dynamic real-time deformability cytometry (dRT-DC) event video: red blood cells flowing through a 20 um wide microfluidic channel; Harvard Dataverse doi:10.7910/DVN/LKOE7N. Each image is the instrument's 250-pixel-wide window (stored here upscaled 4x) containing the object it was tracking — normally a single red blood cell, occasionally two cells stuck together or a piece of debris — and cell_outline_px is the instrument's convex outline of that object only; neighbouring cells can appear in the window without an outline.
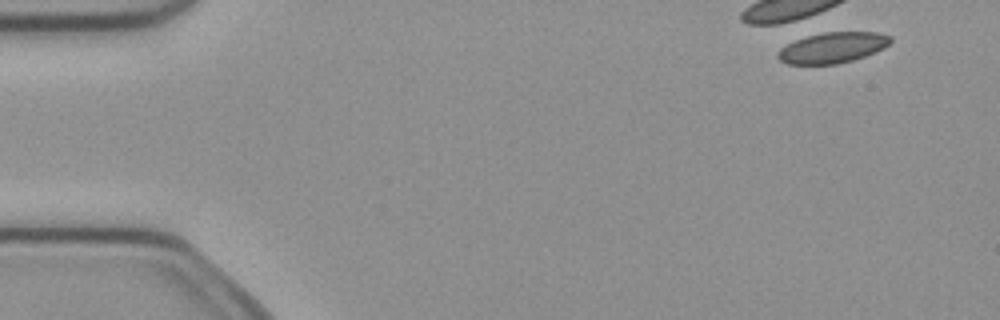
{"species": "common noctule bat (a hibernating species)", "species_latin": "Nyctalus noctula", "temperature_condition": "cold", "stored_images_in_passage": 5, "camera_frame_rate_fps": 3000, "um_per_image_px": 0.085, "animal": {"sex": "female", "body_mass_g": 21.9}, "frame": {"image": 1, "passage_image": 2, "time_ms": 0.333, "image_size_px": [1000, 320], "cell_outline_px": [[892, 40], [884, 48], [864, 56], [852, 60], [836, 64], [788, 64], [780, 60], [776, 56], [780, 48], [796, 40], [808, 36], [824, 32], [876, 32], [892, 36]], "centroid_in_image_um": [70.77, 4.05], "position_along_channel_um": 14.2, "area_um2": 19.94}}